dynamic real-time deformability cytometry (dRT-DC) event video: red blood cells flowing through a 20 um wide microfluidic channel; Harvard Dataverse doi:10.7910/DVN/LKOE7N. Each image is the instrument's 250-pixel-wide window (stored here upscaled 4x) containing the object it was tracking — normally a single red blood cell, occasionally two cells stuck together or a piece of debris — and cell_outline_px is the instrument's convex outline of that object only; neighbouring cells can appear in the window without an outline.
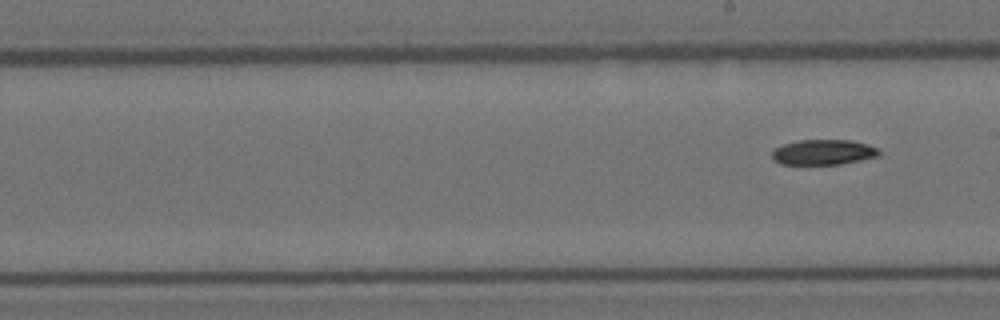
{"species": "Egyptian fruit bat (a non-hibernating species)", "species_latin": "Rousettus aegyptiacus", "temperature_condition": "room temperature", "stored_images_in_passage": 11, "segment_of_instrument_passage": [2, 2], "camera_frame_rate_fps": 3000, "um_per_image_px": 0.085, "animal": {"sex": "female"}, "frame": {"image": 1, "passage_image": 11, "time_ms": 3.333, "image_size_px": [1000, 320], "cell_outline_px": [[880, 156], [840, 164], [780, 164], [772, 160], [772, 148], [784, 144], [800, 140], [852, 140], [868, 144], [876, 148], [880, 152]], "centroid_in_image_um": [69.96, 12.93], "position_along_channel_um": 219.0, "area_um2": 15.84}}